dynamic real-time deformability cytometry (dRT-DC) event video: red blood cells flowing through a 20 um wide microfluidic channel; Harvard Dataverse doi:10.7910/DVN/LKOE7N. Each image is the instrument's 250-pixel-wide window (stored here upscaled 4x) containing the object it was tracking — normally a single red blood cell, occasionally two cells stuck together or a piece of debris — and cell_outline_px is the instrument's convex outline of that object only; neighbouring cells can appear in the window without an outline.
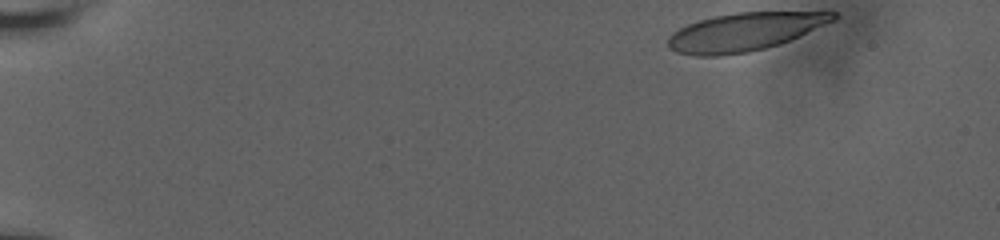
{"species": "human", "species_latin": "Homo sapiens", "temperature_condition": "room temperature", "stored_images_in_passage": 48, "camera_frame_rate_fps": 3000, "um_per_image_px": 0.085, "donor": {"sex": "male"}, "frame": {"image": 1, "passage_image": 1, "time_ms": 0.0, "image_size_px": [1000, 240], "cell_outline_px": [[840, 16], [836, 20], [780, 44], [748, 52], [716, 56], [696, 56], [676, 52], [668, 48], [668, 36], [672, 32], [688, 24], [700, 20], [716, 16], [736, 12], [836, 12]], "centroid_in_image_um": [63.28, 2.71], "position_along_channel_um": 21.7, "area_um2": 36.53}}
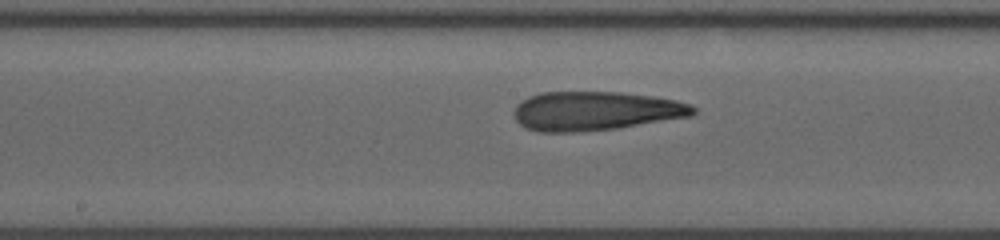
{"frame": {"image": 2, "passage_image": 27, "time_ms": 8.667, "image_size_px": [1000, 240], "cell_outline_px": [[696, 112], [692, 116], [616, 128], [572, 132], [540, 132], [524, 128], [516, 120], [512, 112], [516, 104], [520, 100], [528, 96], [540, 92], [620, 92], [652, 96], [676, 100], [692, 104], [696, 108]], "centroid_in_image_um": [50.58, 9.42], "position_along_channel_um": 197.6, "area_um2": 41.04}}
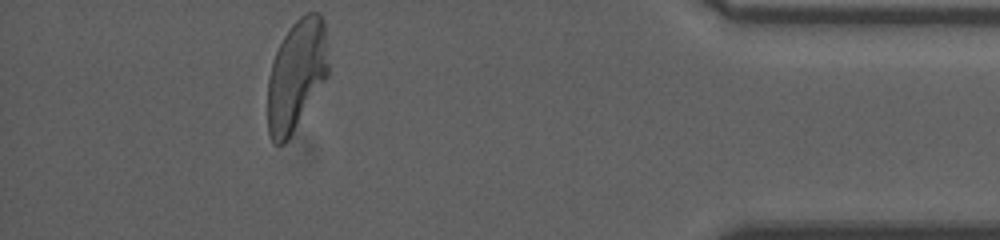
{"frame": {"image": 3, "passage_image": 48, "time_ms": 15.667, "image_size_px": [1000, 240], "cell_outline_px": [[328, 76], [288, 140], [284, 144], [276, 144], [272, 140], [268, 132], [268, 80], [272, 60], [284, 36], [292, 24], [304, 12], [320, 12], [324, 20], [328, 64]], "centroid_in_image_um": [25.2, 6.36], "position_along_channel_um": 410.0, "area_um2": 39.13}, "authors_computed_cell_mechanics": {"area_um2": 40.46, "velocity_mm_per_s": 3.6413, "shape_relaxation_time_tau1_ms": null, "shape_relaxation_time_tau2_ms": 2.2411, "deformation_change_tau1": null, "deformation_change_tau2": 0.1251}}